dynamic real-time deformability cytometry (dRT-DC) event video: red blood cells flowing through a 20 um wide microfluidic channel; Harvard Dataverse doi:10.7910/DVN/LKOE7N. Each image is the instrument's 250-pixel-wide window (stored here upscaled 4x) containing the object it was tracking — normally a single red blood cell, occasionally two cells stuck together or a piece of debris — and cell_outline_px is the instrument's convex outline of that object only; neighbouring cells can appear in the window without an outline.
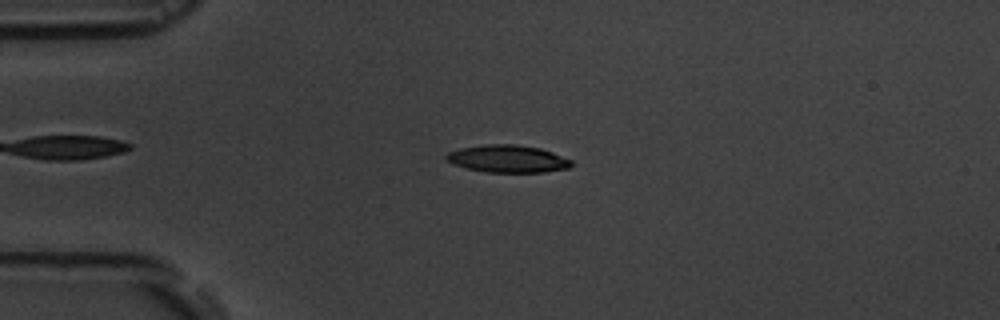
{"species": "common noctule bat (a hibernating species)", "species_latin": "Nyctalus noctula", "temperature_condition": "room temperature", "stored_images_in_passage": 4, "camera_frame_rate_fps": 3000, "um_per_image_px": 0.085, "animal": {"sex": "male", "body_mass_g": 19.5, "forearm_length_mm": 54.6}, "frame": {"image": 1, "passage_image": 3, "time_ms": 3.333, "image_size_px": [1000, 320], "cell_outline_px": [[572, 164], [568, 168], [544, 172], [488, 172], [464, 168], [452, 164], [444, 160], [444, 156], [448, 152], [460, 148], [484, 144], [516, 144], [540, 148], [552, 152], [572, 160]], "centroid_in_image_um": [43.1, 13.49], "position_along_channel_um": 41.9, "area_um2": 20.17}}